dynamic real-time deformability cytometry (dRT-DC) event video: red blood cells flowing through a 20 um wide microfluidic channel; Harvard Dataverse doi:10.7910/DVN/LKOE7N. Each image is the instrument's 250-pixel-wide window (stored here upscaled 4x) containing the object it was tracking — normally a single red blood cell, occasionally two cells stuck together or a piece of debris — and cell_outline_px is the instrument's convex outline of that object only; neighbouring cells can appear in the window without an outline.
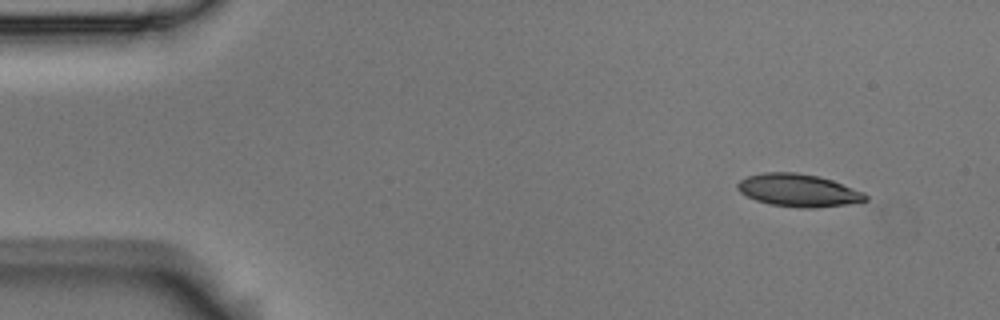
{"species": "Egyptian fruit bat (a non-hibernating species)", "species_latin": "Rousettus aegyptiacus", "temperature_condition": "room temperature", "stored_images_in_passage": 4, "camera_frame_rate_fps": 3000, "um_per_image_px": 0.085, "animal": {"sex": "male"}, "frame": {"image": 1, "passage_image": 1, "time_ms": 0.0, "image_size_px": [1000, 320], "cell_outline_px": [[868, 200], [848, 204], [812, 208], [800, 208], [768, 204], [756, 200], [740, 192], [736, 188], [736, 184], [740, 180], [748, 176], [764, 172], [796, 172], [816, 176], [832, 180], [864, 192], [868, 196]], "centroid_in_image_um": [67.85, 16.18], "position_along_channel_um": 17.1, "area_um2": 24.33}}
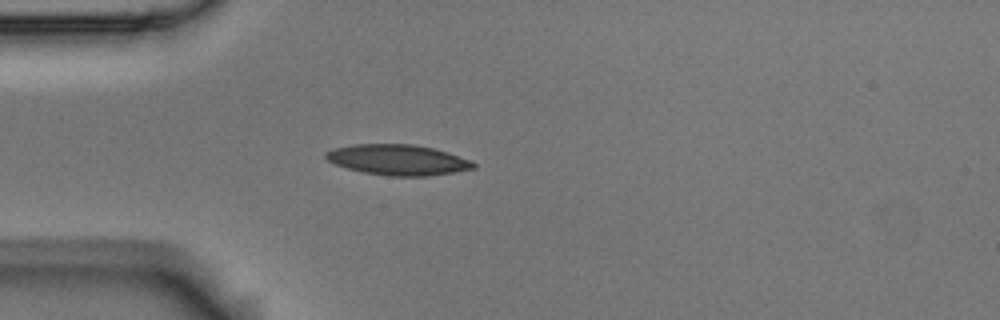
{"frame": {"image": 2, "passage_image": 4, "time_ms": 1.0, "image_size_px": [1000, 320], "cell_outline_px": [[476, 168], [428, 176], [392, 176], [364, 172], [348, 168], [336, 164], [328, 160], [324, 156], [324, 152], [332, 148], [352, 144], [412, 144], [432, 148], [448, 152], [472, 160], [476, 164]], "centroid_in_image_um": [33.82, 13.57], "position_along_channel_um": 51.2, "area_um2": 26.24}}